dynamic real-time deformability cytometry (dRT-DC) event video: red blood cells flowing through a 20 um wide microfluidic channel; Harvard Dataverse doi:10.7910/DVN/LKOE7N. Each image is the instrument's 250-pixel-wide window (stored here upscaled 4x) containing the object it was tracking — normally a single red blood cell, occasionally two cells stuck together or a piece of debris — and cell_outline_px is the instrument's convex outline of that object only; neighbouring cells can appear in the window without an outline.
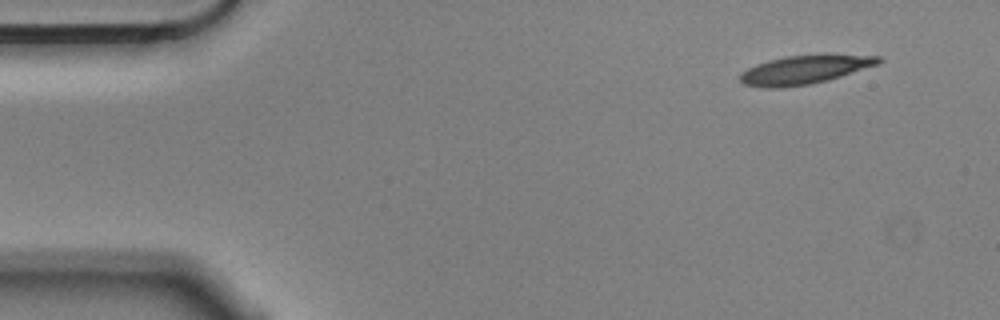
{"species": "Egyptian fruit bat (a non-hibernating species)", "species_latin": "Rousettus aegyptiacus", "temperature_condition": "cold", "stored_images_in_passage": 5, "segment_of_instrument_passage": [1, 2], "camera_frame_rate_fps": 3000, "um_per_image_px": 0.085, "animal": {"sex": "male"}, "frame": {"image": 1, "passage_image": 1, "time_ms": 0.0, "image_size_px": [1000, 320], "cell_outline_px": [[884, 60], [880, 64], [828, 80], [808, 84], [780, 88], [764, 88], [744, 84], [740, 80], [740, 76], [748, 68], [756, 64], [768, 60], [784, 56], [820, 52], [828, 52], [880, 56]], "centroid_in_image_um": [68.5, 5.87], "position_along_channel_um": 16.5, "area_um2": 23.99}}
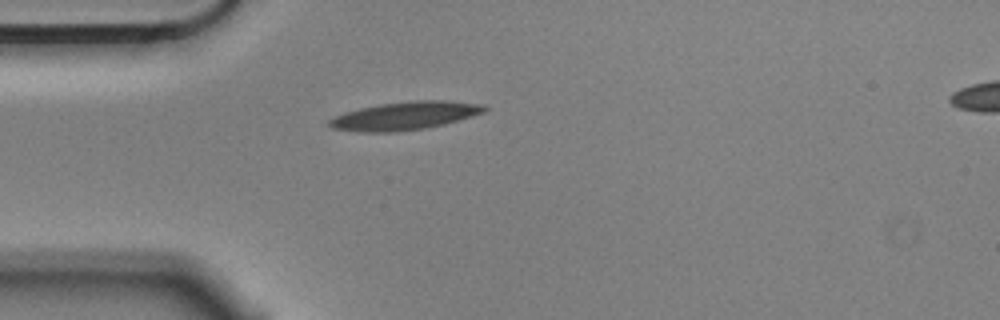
{"frame": {"image": 2, "passage_image": 4, "time_ms": 1.0, "image_size_px": [1000, 320], "cell_outline_px": [[488, 108], [484, 112], [444, 124], [424, 128], [396, 132], [360, 132], [332, 128], [328, 124], [328, 120], [344, 112], [360, 108], [380, 104], [412, 100], [448, 100], [484, 104]], "centroid_in_image_um": [34.42, 9.83], "position_along_channel_um": 50.6, "area_um2": 25.43}}